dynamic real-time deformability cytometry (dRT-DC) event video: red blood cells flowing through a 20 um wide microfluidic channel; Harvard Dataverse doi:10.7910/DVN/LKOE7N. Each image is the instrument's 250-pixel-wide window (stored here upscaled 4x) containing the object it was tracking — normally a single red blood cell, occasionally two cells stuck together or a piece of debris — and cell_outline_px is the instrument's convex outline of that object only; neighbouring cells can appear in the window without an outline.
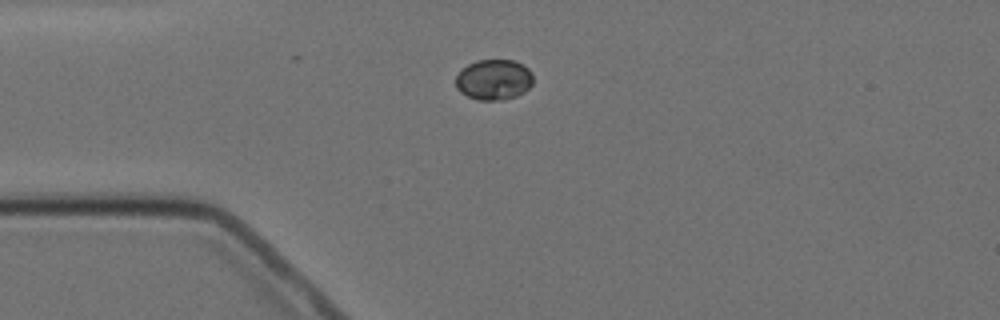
{"species": "Egyptian fruit bat (a non-hibernating species)", "species_latin": "Rousettus aegyptiacus", "temperature_condition": "cold", "stored_images_in_passage": 12, "camera_frame_rate_fps": 3000, "um_per_image_px": 0.085, "animal": {"sex": "female"}, "frame": {"image": 1, "passage_image": 1, "time_ms": 0.0, "image_size_px": [1000, 320], "cell_outline_px": [[532, 84], [524, 92], [516, 96], [500, 100], [476, 100], [460, 92], [456, 88], [456, 76], [468, 64], [476, 60], [512, 60], [528, 68], [532, 72]], "centroid_in_image_um": [41.96, 6.78], "position_along_channel_um": 43.0, "area_um2": 18.21}}
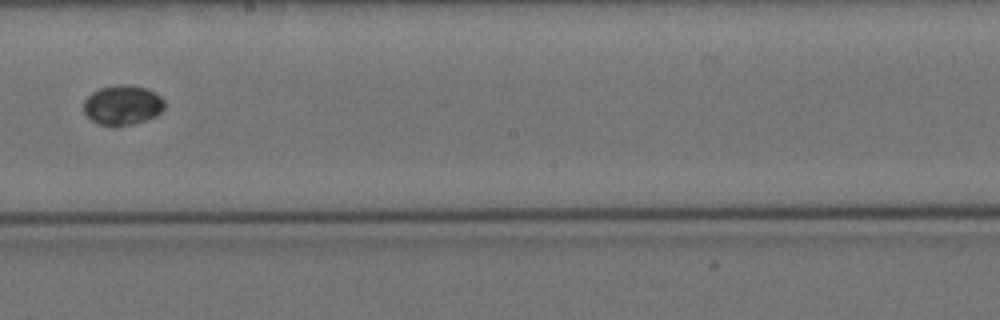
{"frame": {"image": 2, "passage_image": 6, "time_ms": 6.0, "image_size_px": [1000, 320], "cell_outline_px": [[164, 108], [156, 116], [132, 124], [116, 128], [112, 128], [96, 124], [84, 112], [84, 100], [92, 92], [100, 88], [120, 84], [128, 84], [144, 88], [156, 92], [164, 100]], "centroid_in_image_um": [10.4, 8.96], "position_along_channel_um": 237.8, "area_um2": 19.02}}
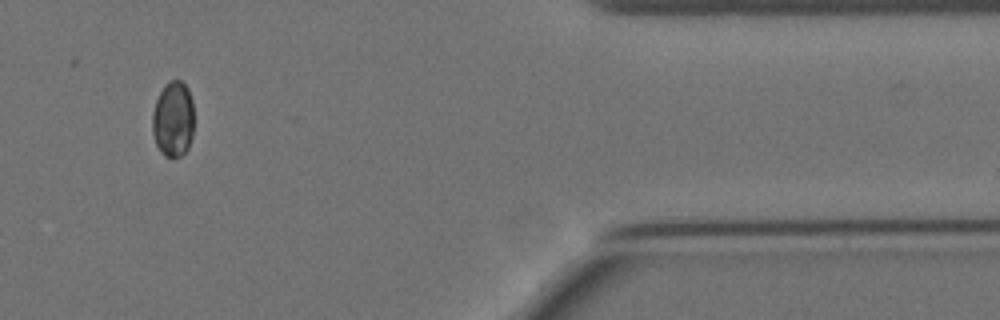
{"frame": {"image": 3, "passage_image": 10, "time_ms": 11.667, "image_size_px": [1000, 320], "cell_outline_px": [[192, 136], [188, 148], [180, 156], [172, 160], [164, 156], [160, 152], [156, 144], [152, 132], [152, 112], [156, 100], [164, 84], [168, 80], [180, 80], [188, 88], [192, 100]], "centroid_in_image_um": [14.69, 10.15], "position_along_channel_um": 396.7, "area_um2": 18.61}}